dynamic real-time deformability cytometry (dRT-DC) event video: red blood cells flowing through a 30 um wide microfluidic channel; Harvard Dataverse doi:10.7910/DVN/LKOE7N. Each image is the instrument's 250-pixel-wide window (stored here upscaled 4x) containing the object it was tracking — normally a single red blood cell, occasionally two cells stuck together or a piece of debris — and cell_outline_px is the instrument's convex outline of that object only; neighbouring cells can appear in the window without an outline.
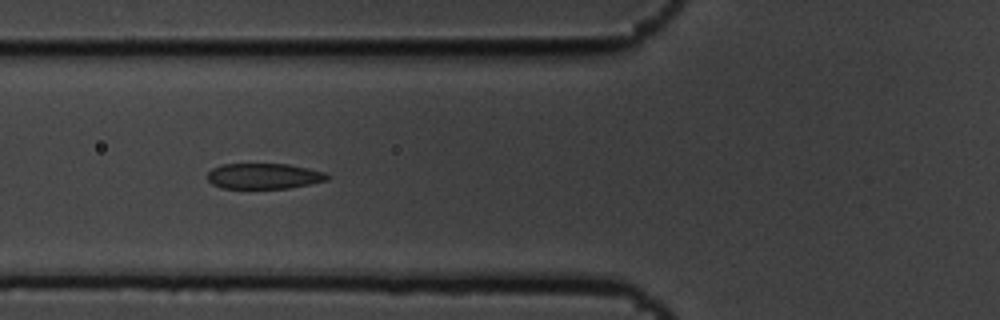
{"species": "common noctule bat (a hibernating species)", "species_latin": "Nyctalus noctula", "temperature_condition": "cold", "stored_images_in_passage": 15, "camera_frame_rate_fps": 3000, "um_per_image_px": 0.085, "animal": {"sex": "male", "body_mass_g": 19.5, "forearm_length_mm": 54.6}, "frame": {"image": 1, "passage_image": 5, "time_ms": 1.333, "image_size_px": [1000, 320], "cell_outline_px": [[332, 176], [328, 180], [288, 188], [220, 188], [212, 184], [204, 176], [212, 168], [224, 164], [288, 164], [308, 168], [324, 172]], "centroid_in_image_um": [22.41, 14.97], "position_along_channel_um": 103.4, "area_um2": 17.98}}
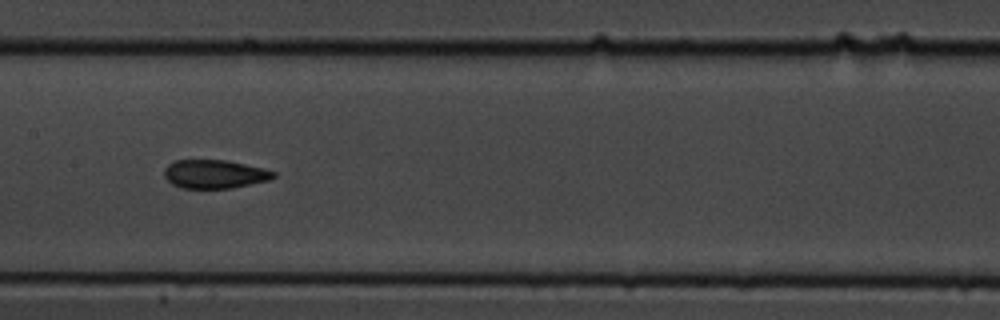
{"frame": {"image": 2, "passage_image": 7, "time_ms": 2.0, "image_size_px": [1000, 320], "cell_outline_px": [[276, 176], [272, 180], [232, 188], [180, 188], [172, 184], [164, 176], [164, 168], [168, 164], [176, 160], [228, 160], [264, 168], [276, 172]], "centroid_in_image_um": [18.27, 14.8], "position_along_channel_um": 189.1, "area_um2": 18.44}}
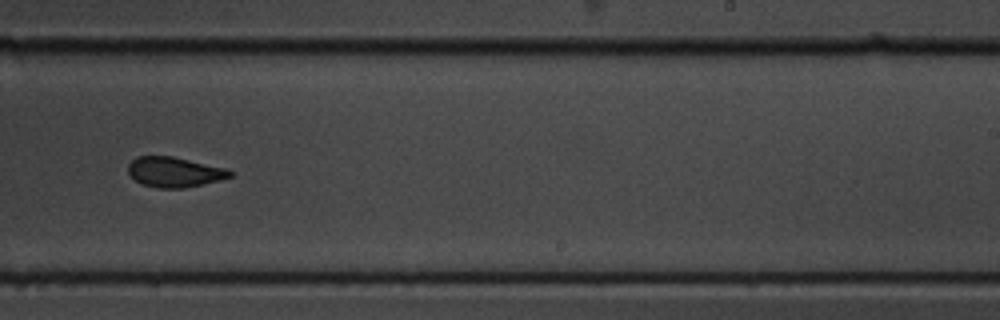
{"frame": {"image": 3, "passage_image": 9, "time_ms": 2.667, "image_size_px": [1000, 320], "cell_outline_px": [[232, 176], [220, 180], [184, 188], [156, 188], [144, 184], [136, 180], [128, 172], [128, 164], [136, 156], [172, 156], [224, 168], [232, 172]], "centroid_in_image_um": [14.8, 14.62], "position_along_channel_um": 274.2, "area_um2": 17.63}}